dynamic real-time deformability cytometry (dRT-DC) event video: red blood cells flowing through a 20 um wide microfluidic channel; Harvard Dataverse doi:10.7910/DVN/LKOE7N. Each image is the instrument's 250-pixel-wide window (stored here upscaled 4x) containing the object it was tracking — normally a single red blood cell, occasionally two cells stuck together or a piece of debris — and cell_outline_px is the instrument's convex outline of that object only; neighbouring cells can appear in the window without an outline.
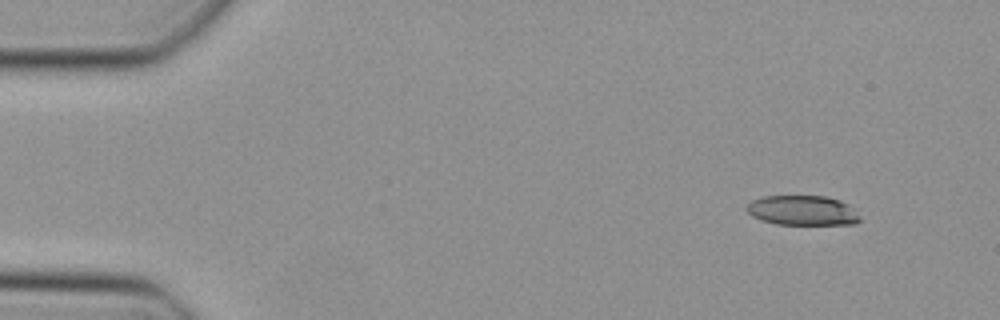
{"species": "Egyptian fruit bat (a non-hibernating species)", "species_latin": "Rousettus aegyptiacus", "temperature_condition": "cold", "stored_images_in_passage": 47, "camera_frame_rate_fps": 3000, "um_per_image_px": 0.085, "animal": {"sex": "female"}, "frame": {"image": 1, "passage_image": 3, "time_ms": 0.667, "image_size_px": [1000, 320], "cell_outline_px": [[860, 220], [856, 224], [776, 224], [760, 220], [752, 216], [744, 208], [752, 200], [764, 196], [824, 196], [840, 200], [856, 208], [860, 216]], "centroid_in_image_um": [68.23, 17.89], "position_along_channel_um": 16.8, "area_um2": 19.88}}
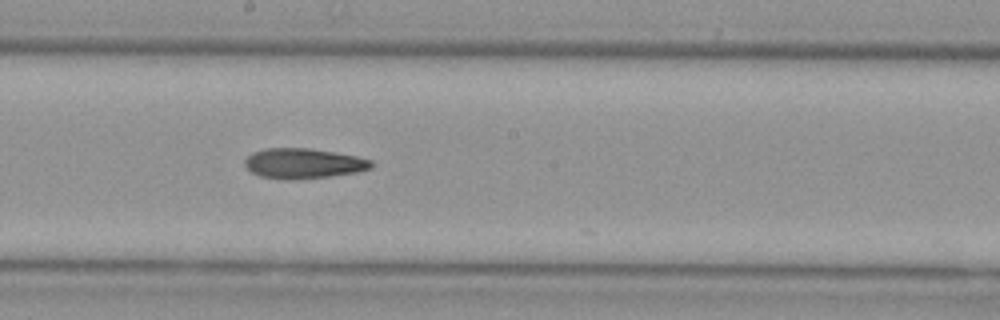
{"frame": {"image": 2, "passage_image": 25, "time_ms": 8.0, "image_size_px": [1000, 320], "cell_outline_px": [[372, 168], [356, 172], [328, 176], [260, 176], [252, 172], [244, 164], [244, 160], [252, 152], [264, 148], [308, 148], [356, 156], [372, 160]], "centroid_in_image_um": [25.8, 13.83], "position_along_channel_um": 222.4, "area_um2": 21.04}}
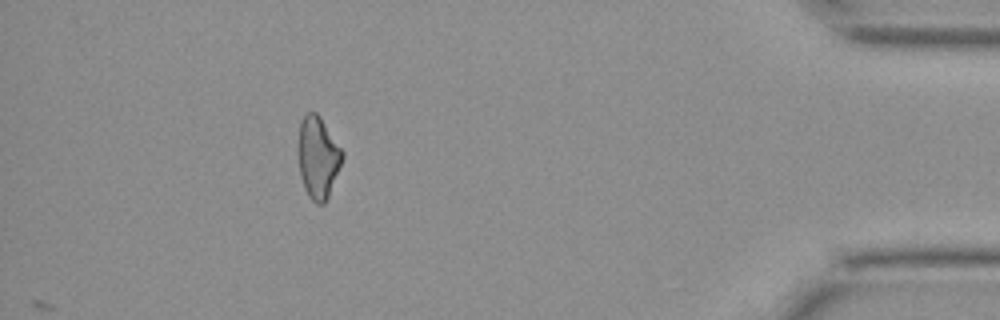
{"frame": {"image": 3, "passage_image": 42, "time_ms": 13.667, "image_size_px": [1000, 320], "cell_outline_px": [[344, 156], [328, 196], [324, 204], [316, 204], [308, 196], [304, 188], [300, 176], [296, 152], [300, 120], [308, 112], [316, 112], [320, 116], [344, 152]], "centroid_in_image_um": [26.99, 13.36], "position_along_channel_um": 408.2, "area_um2": 21.39}}